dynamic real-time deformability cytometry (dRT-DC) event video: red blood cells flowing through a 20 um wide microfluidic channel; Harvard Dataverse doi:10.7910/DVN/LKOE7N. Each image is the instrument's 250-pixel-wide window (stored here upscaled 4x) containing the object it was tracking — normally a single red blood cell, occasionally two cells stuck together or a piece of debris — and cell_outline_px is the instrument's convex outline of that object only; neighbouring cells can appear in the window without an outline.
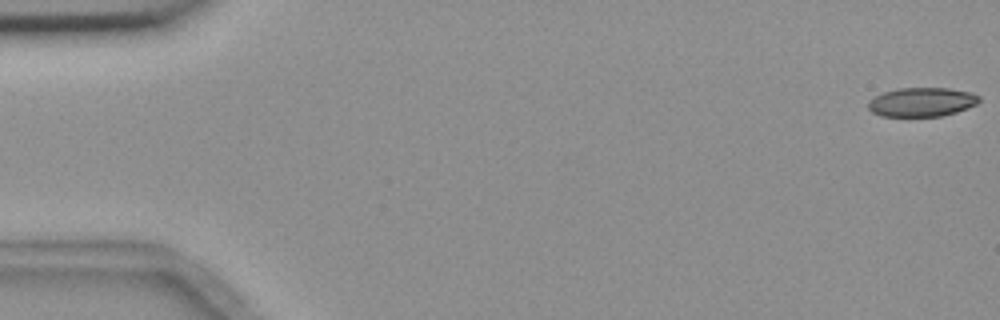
{"species": "common noctule bat (a hibernating species)", "species_latin": "Nyctalus noctula", "temperature_condition": "room temperature", "stored_images_in_passage": 4, "camera_frame_rate_fps": 3000, "um_per_image_px": 0.085, "animal": {"sex": "female", "body_mass_g": 18.4}, "frame": {"image": 1, "passage_image": 1, "time_ms": 0.0, "image_size_px": [1000, 320], "cell_outline_px": [[980, 100], [976, 104], [956, 112], [940, 116], [880, 116], [872, 112], [868, 108], [868, 100], [884, 92], [900, 88], [948, 88], [972, 92], [980, 96]], "centroid_in_image_um": [78.35, 8.67], "position_along_channel_um": 6.6, "area_um2": 18.73}}
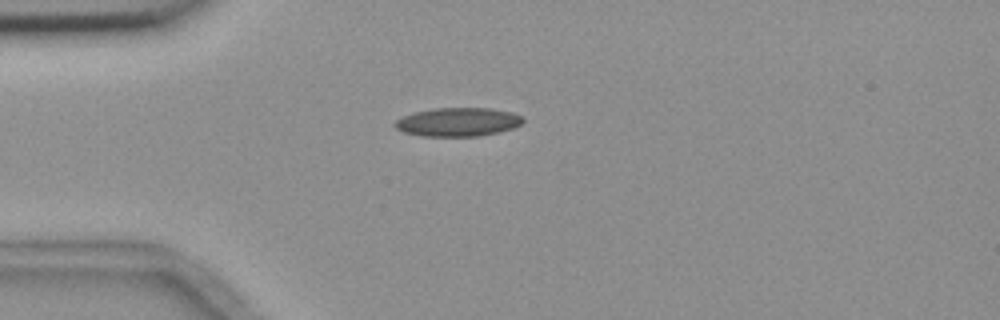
{"frame": {"image": 2, "passage_image": 2, "time_ms": 4.667, "image_size_px": [1000, 320], "cell_outline_px": [[524, 120], [520, 124], [512, 128], [480, 136], [424, 136], [404, 132], [396, 128], [392, 124], [396, 120], [412, 112], [436, 108], [492, 108], [512, 112], [524, 116]], "centroid_in_image_um": [38.92, 10.36], "position_along_channel_um": 46.1, "area_um2": 21.39}}
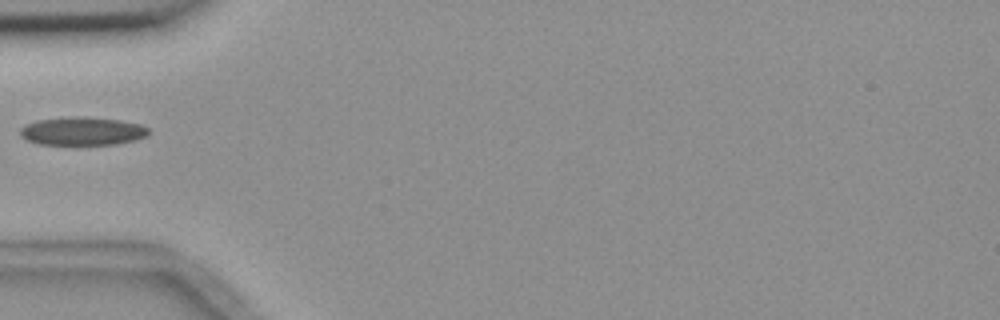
{"frame": {"image": 3, "passage_image": 3, "time_ms": 6.0, "image_size_px": [1000, 320], "cell_outline_px": [[152, 132], [148, 136], [136, 140], [116, 144], [40, 144], [28, 140], [20, 136], [20, 128], [36, 120], [72, 116], [84, 116], [120, 120], [140, 124], [148, 128]], "centroid_in_image_um": [7.05, 11.14], "position_along_channel_um": 77.9, "area_um2": 21.27}}